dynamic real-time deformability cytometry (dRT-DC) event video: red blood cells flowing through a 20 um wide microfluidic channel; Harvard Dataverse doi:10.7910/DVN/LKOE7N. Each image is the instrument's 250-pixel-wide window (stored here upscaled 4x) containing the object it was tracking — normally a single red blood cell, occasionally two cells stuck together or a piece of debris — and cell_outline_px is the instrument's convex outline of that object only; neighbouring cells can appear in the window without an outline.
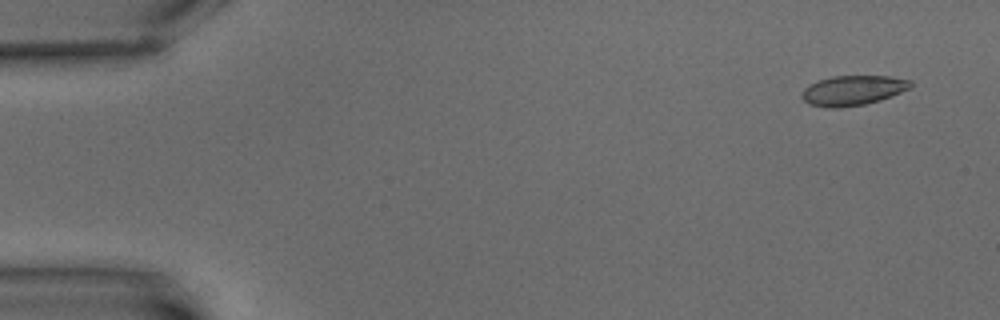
{"species": "common noctule bat (a hibernating species)", "species_latin": "Nyctalus noctula", "temperature_condition": "warm", "stored_images_in_passage": 8, "camera_frame_rate_fps": 3000, "um_per_image_px": 0.085, "animal": {"sex": "male", "body_mass_g": 15.6}, "frame": {"image": 1, "passage_image": 1, "time_ms": 0.0, "image_size_px": [1000, 320], "cell_outline_px": [[912, 88], [880, 100], [864, 104], [840, 108], [828, 108], [808, 104], [800, 96], [804, 88], [808, 84], [832, 76], [892, 76], [912, 80]], "centroid_in_image_um": [72.5, 7.68], "position_along_channel_um": 12.5, "area_um2": 19.13}}
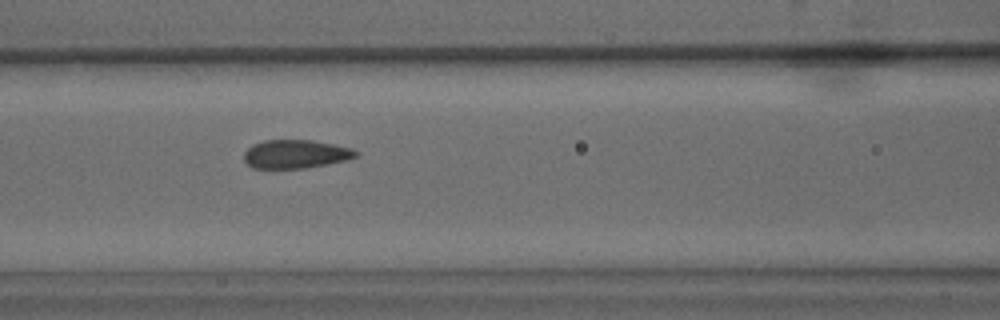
{"frame": {"image": 2, "passage_image": 7, "time_ms": 8.0, "image_size_px": [1000, 320], "cell_outline_px": [[360, 152], [356, 156], [348, 160], [308, 168], [252, 168], [244, 160], [244, 152], [252, 144], [264, 140], [312, 140], [352, 148]], "centroid_in_image_um": [25.14, 13.1], "position_along_channel_um": 141.5, "area_um2": 18.73}}
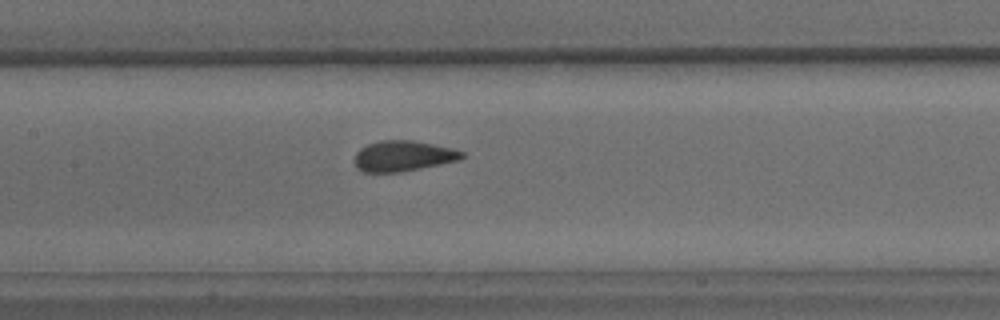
{"frame": {"image": 3, "passage_image": 8, "time_ms": 9.0, "image_size_px": [1000, 320], "cell_outline_px": [[464, 156], [460, 160], [400, 172], [364, 172], [356, 168], [356, 152], [360, 148], [368, 144], [380, 140], [412, 140], [452, 148], [464, 152]], "centroid_in_image_um": [34.27, 13.25], "position_along_channel_um": 173.1, "area_um2": 19.02}}